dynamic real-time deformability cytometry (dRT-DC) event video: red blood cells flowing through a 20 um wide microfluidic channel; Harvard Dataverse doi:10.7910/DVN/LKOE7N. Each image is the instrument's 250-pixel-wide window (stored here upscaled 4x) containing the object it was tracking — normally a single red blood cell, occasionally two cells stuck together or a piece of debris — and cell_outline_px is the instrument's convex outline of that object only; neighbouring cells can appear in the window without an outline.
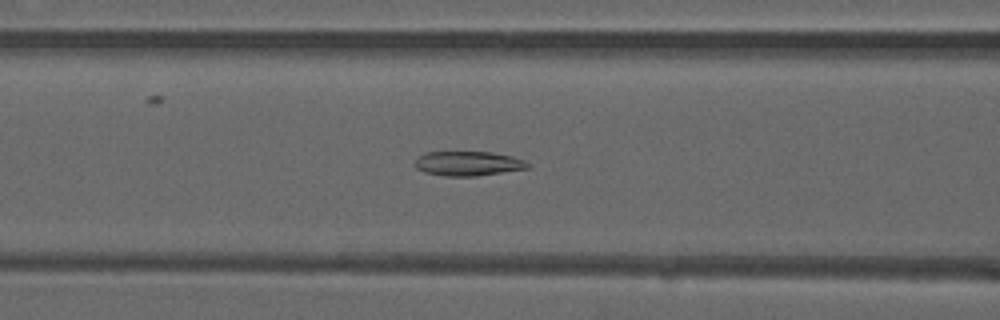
{"species": "common noctule bat (a hibernating species)", "species_latin": "Nyctalus noctula", "temperature_condition": "warm", "stored_images_in_passage": 43, "camera_frame_rate_fps": 3000, "um_per_image_px": 0.085, "animal": {"sex": "male", "forearm_length_mm": 52.5}, "frame": {"image": 1, "passage_image": 22, "time_ms": 7.0, "image_size_px": [1000, 320], "cell_outline_px": [[528, 168], [476, 176], [444, 176], [424, 172], [416, 168], [412, 164], [424, 152], [492, 152], [512, 156], [524, 160], [528, 164]], "centroid_in_image_um": [39.74, 13.9], "position_along_channel_um": 126.9, "area_um2": 16.07}}
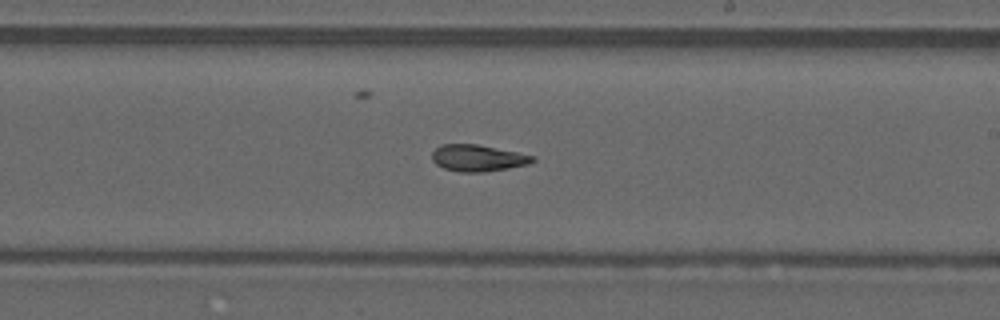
{"frame": {"image": 2, "passage_image": 31, "time_ms": 10.0, "image_size_px": [1000, 320], "cell_outline_px": [[536, 160], [528, 164], [508, 168], [484, 172], [460, 172], [444, 168], [436, 164], [432, 160], [432, 152], [440, 144], [476, 144], [536, 156]], "centroid_in_image_um": [40.61, 13.43], "position_along_channel_um": 248.4, "area_um2": 15.55}}
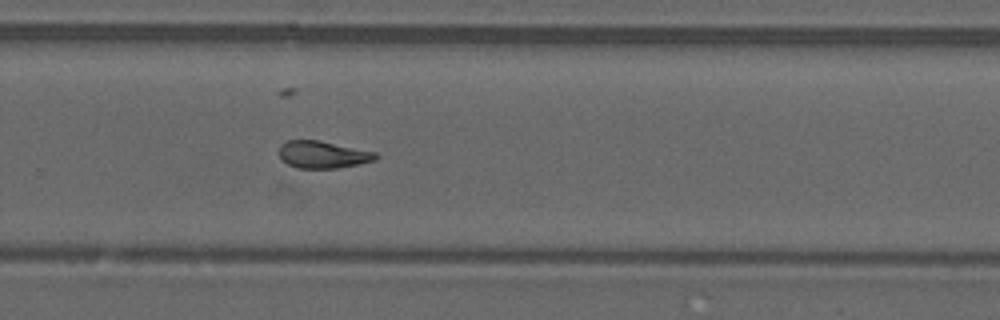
{"frame": {"image": 3, "passage_image": 35, "time_ms": 11.333, "image_size_px": [1000, 320], "cell_outline_px": [[380, 156], [376, 160], [360, 164], [336, 168], [296, 168], [280, 160], [280, 144], [288, 140], [320, 140], [376, 152]], "centroid_in_image_um": [27.46, 13.14], "position_along_channel_um": 302.3, "area_um2": 15.49}}